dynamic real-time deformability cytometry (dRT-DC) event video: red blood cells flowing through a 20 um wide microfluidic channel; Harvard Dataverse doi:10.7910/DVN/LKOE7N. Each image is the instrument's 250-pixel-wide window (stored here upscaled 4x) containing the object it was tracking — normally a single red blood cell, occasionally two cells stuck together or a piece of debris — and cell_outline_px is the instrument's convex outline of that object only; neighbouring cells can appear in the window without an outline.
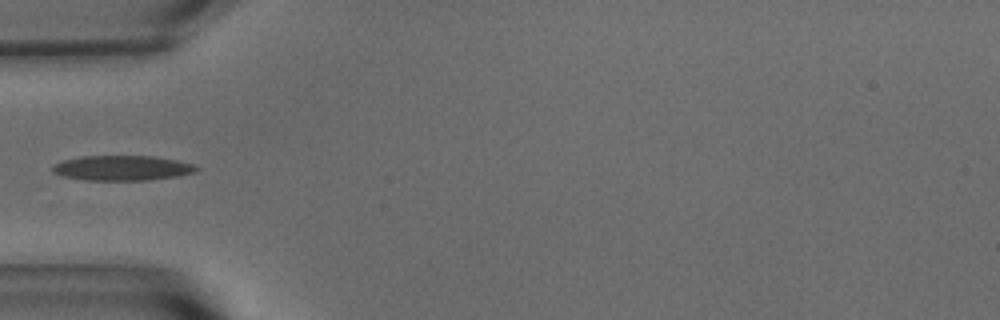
{"species": "common noctule bat (a hibernating species)", "species_latin": "Nyctalus noctula", "temperature_condition": "warm", "stored_images_in_passage": 38, "camera_frame_rate_fps": 3000, "um_per_image_px": 0.085, "animal": {"sex": "male", "body_mass_g": 15.6}, "frame": {"image": 1, "passage_image": 1, "time_ms": 0.0, "image_size_px": [1000, 320], "cell_outline_px": [[200, 168], [196, 172], [180, 176], [148, 180], [84, 180], [64, 176], [52, 172], [52, 164], [64, 160], [80, 156], [152, 156], [176, 160], [196, 164]], "centroid_in_image_um": [10.42, 14.28], "position_along_channel_um": 74.6, "area_um2": 21.15}}
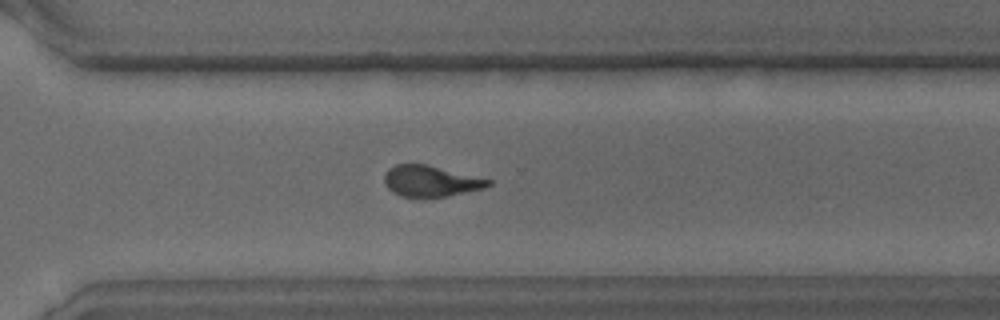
{"frame": {"image": 2, "passage_image": 22, "time_ms": 7.0, "image_size_px": [1000, 320], "cell_outline_px": [[492, 184], [484, 188], [448, 196], [400, 196], [392, 192], [384, 184], [384, 172], [388, 168], [396, 164], [428, 164], [492, 180]], "centroid_in_image_um": [36.59, 15.37], "position_along_channel_um": 334.0, "area_um2": 18.79}}
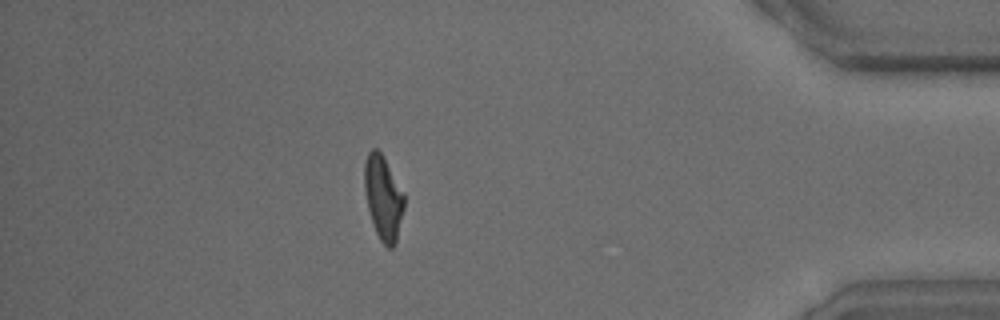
{"frame": {"image": 3, "passage_image": 31, "time_ms": 10.0, "image_size_px": [1000, 320], "cell_outline_px": [[404, 208], [396, 244], [392, 248], [388, 248], [380, 240], [376, 232], [368, 208], [364, 188], [364, 164], [368, 152], [372, 148], [376, 148], [384, 156], [404, 192]], "centroid_in_image_um": [32.58, 16.79], "position_along_channel_um": 402.6, "area_um2": 19.59}}